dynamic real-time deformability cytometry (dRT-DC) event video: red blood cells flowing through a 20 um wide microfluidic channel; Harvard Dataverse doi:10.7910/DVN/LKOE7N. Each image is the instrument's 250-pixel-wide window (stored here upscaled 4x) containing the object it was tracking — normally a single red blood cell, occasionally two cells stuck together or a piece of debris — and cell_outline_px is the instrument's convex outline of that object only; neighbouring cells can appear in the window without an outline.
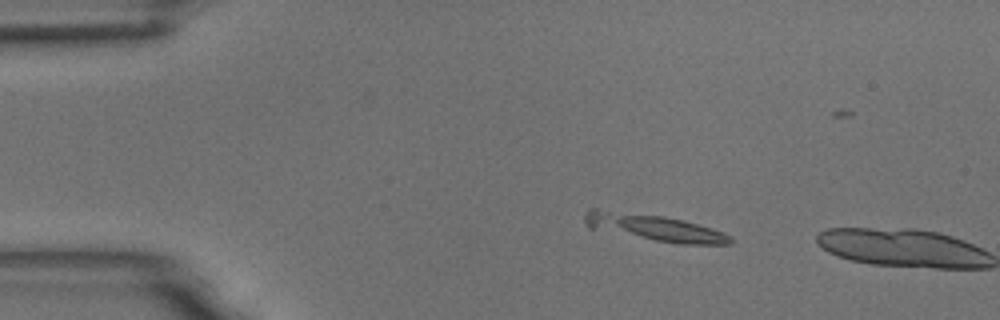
{"species": "common noctule bat (a hibernating species)", "species_latin": "Nyctalus noctula", "temperature_condition": "room temperature", "stored_images_in_passage": 2, "camera_frame_rate_fps": 3000, "um_per_image_px": 0.085, "animal": {"sex": "male", "body_mass_g": 18.8}, "frame": {"image": 1, "passage_image": 1, "time_ms": 0.0, "image_size_px": [1000, 320], "cell_outline_px": [[736, 240], [732, 244], [680, 244], [656, 240], [588, 228], [584, 220], [584, 216], [588, 208], [596, 208], [664, 216], [684, 220], [712, 228], [724, 232]], "centroid_in_image_um": [55.62, 19.33], "position_along_channel_um": 29.4, "area_um2": 22.54}}